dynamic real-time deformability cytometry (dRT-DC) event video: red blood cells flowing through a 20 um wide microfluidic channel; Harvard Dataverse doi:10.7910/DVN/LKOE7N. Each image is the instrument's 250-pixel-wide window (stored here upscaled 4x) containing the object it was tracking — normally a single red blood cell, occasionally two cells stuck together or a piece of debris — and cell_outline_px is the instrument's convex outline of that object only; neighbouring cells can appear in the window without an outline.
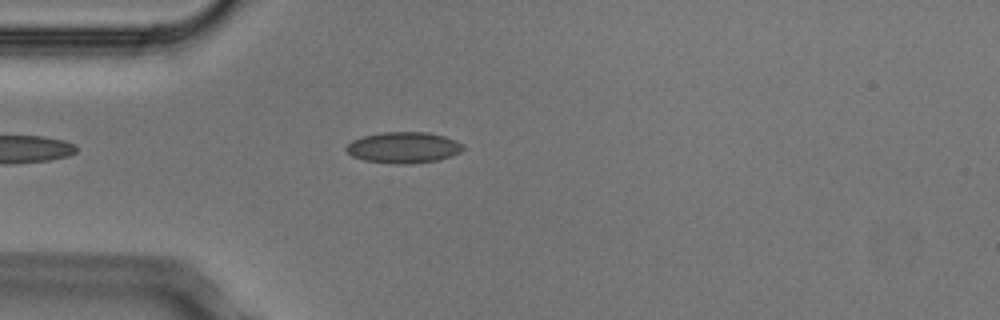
{"species": "Egyptian fruit bat (a non-hibernating species)", "species_latin": "Rousettus aegyptiacus", "temperature_condition": "cold", "stored_images_in_passage": 3, "camera_frame_rate_fps": 3000, "um_per_image_px": 0.085, "animal": {"sex": "male"}, "frame": {"image": 1, "passage_image": 3, "time_ms": 0.667, "image_size_px": [1000, 320], "cell_outline_px": [[464, 148], [460, 152], [452, 156], [440, 160], [412, 164], [396, 164], [364, 160], [352, 156], [344, 148], [352, 140], [364, 136], [380, 132], [428, 132], [444, 136], [456, 140], [464, 144]], "centroid_in_image_um": [34.33, 12.54], "position_along_channel_um": 50.7, "area_um2": 21.39}}